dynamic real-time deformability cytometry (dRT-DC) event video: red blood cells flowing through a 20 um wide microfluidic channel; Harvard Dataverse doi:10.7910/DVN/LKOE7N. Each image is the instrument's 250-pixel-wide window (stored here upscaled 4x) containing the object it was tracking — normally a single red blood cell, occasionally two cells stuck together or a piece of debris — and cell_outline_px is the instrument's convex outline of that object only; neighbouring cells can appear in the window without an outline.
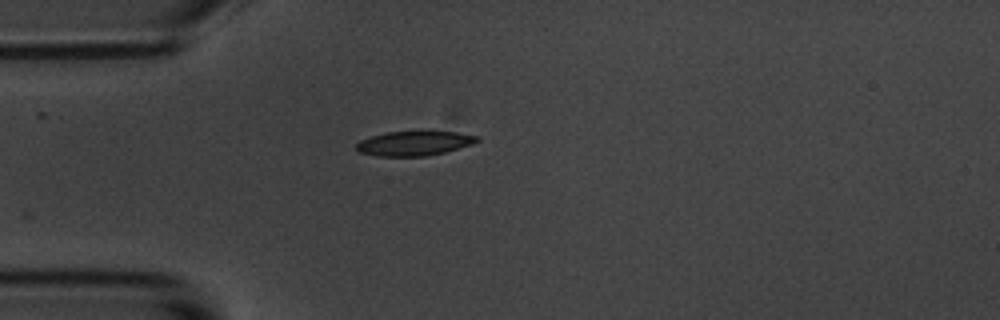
{"species": "common noctule bat (a hibernating species)", "species_latin": "Nyctalus noctula", "temperature_condition": "room temperature", "stored_images_in_passage": 2, "camera_frame_rate_fps": 3000, "um_per_image_px": 0.085, "animal": {"sex": "male", "body_mass_g": 20.1, "forearm_length_mm": 53.5}, "frame": {"image": 1, "passage_image": 1, "time_ms": 0.0, "image_size_px": [1000, 320], "cell_outline_px": [[480, 140], [472, 144], [444, 152], [424, 156], [376, 156], [356, 152], [356, 144], [360, 140], [372, 136], [388, 132], [456, 132], [480, 136]], "centroid_in_image_um": [35.18, 12.19], "position_along_channel_um": 49.8, "area_um2": 17.11}}